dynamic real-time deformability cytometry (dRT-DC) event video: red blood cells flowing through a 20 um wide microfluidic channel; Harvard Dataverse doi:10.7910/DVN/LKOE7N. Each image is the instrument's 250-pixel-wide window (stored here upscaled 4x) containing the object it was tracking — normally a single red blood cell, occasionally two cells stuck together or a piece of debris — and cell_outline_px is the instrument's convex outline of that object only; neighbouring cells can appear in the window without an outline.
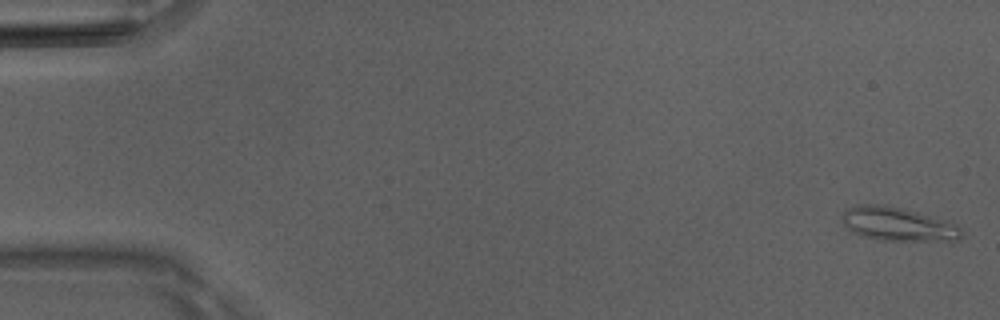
{"species": "Egyptian fruit bat (a non-hibernating species)", "species_latin": "Rousettus aegyptiacus", "temperature_condition": "room temperature", "stored_images_in_passage": 12, "camera_frame_rate_fps": 3000, "um_per_image_px": 0.085, "animal": {"sex": "male"}, "frame": {"image": 1, "passage_image": 1, "time_ms": 0.0, "image_size_px": [1000, 320], "cell_outline_px": [[964, 232], [960, 240], [880, 240], [864, 236], [852, 232], [844, 224], [840, 216], [848, 208], [856, 204], [884, 204], [904, 208], [948, 220], [956, 224]], "centroid_in_image_um": [76.34, 19.03], "position_along_channel_um": 8.7, "area_um2": 23.64}}